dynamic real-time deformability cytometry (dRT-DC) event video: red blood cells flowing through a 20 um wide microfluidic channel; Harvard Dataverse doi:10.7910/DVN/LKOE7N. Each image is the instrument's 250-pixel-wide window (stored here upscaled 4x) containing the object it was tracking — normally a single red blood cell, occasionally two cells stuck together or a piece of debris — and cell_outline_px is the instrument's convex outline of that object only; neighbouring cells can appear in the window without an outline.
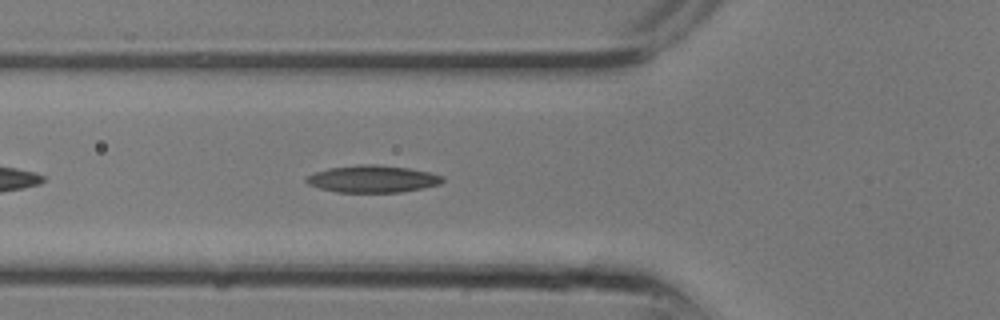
{"species": "common noctule bat (a hibernating species)", "species_latin": "Nyctalus noctula", "temperature_condition": "room temperature", "stored_images_in_passage": 3, "camera_frame_rate_fps": 3000, "um_per_image_px": 0.085, "animal": {"sex": "male", "body_mass_g": 13.3}, "frame": {"image": 1, "passage_image": 3, "time_ms": 0.667, "image_size_px": [1000, 320], "cell_outline_px": [[444, 180], [440, 184], [424, 188], [400, 192], [336, 192], [320, 188], [308, 184], [304, 180], [308, 176], [316, 172], [328, 168], [356, 164], [376, 164], [408, 168], [428, 172], [444, 176]], "centroid_in_image_um": [31.68, 15.2], "position_along_channel_um": 94.1, "area_um2": 21.56}}